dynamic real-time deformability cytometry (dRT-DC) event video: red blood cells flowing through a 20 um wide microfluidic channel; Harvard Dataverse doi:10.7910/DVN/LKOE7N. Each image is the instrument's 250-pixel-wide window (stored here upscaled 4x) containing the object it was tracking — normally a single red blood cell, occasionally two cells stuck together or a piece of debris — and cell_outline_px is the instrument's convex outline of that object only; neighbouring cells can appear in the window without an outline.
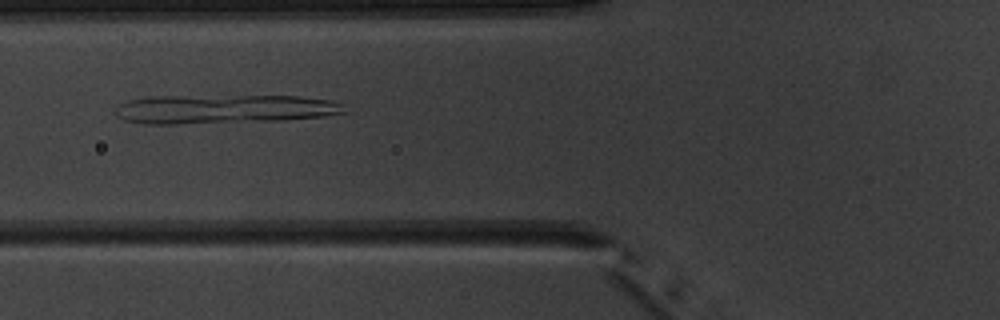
{"species": "common noctule bat (a hibernating species)", "species_latin": "Nyctalus noctula", "temperature_condition": "warm", "stored_images_in_passage": 8, "camera_frame_rate_fps": 3000, "um_per_image_px": 0.085, "animal": {"sex": "male", "body_mass_g": 20.1, "forearm_length_mm": 53.5}, "frame": {"image": 1, "passage_image": 7, "time_ms": 7.0, "image_size_px": [1000, 320], "cell_outline_px": [[348, 112], [324, 116], [284, 120], [180, 124], [144, 124], [124, 120], [116, 112], [116, 108], [120, 104], [128, 100], [148, 96], [300, 96], [328, 100], [344, 104]], "centroid_in_image_um": [19.06, 9.27], "position_along_channel_um": 106.7, "area_um2": 38.84}}